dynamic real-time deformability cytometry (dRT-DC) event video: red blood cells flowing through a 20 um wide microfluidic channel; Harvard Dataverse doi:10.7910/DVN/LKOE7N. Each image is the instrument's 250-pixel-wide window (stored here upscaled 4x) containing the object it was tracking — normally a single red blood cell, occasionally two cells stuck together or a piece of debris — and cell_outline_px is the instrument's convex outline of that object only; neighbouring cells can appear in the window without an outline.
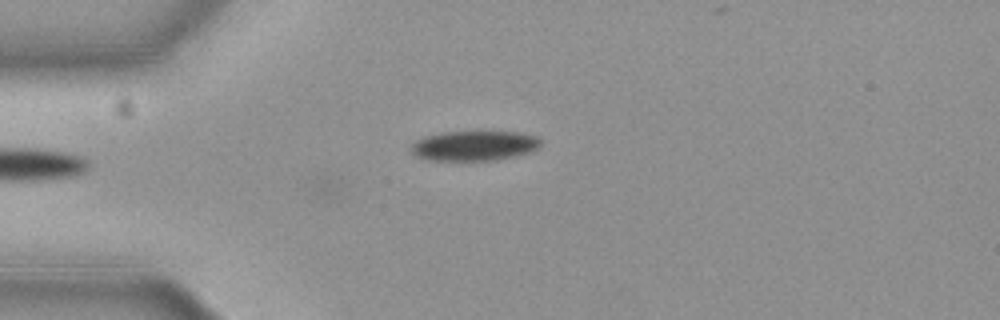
{"species": "common noctule bat (a hibernating species)", "species_latin": "Nyctalus noctula", "temperature_condition": "cold", "stored_images_in_passage": 27, "camera_frame_rate_fps": 3000, "um_per_image_px": 0.085, "animal": {"sex": "female", "body_mass_g": 19.3, "forearm_length_mm": 54.1}, "frame": {"image": 1, "passage_image": 1, "time_ms": 0.0, "image_size_px": [1000, 320], "cell_outline_px": [[540, 144], [536, 148], [528, 152], [512, 156], [492, 160], [428, 160], [416, 156], [412, 152], [412, 144], [416, 140], [424, 136], [444, 132], [516, 132], [536, 136], [540, 140]], "centroid_in_image_um": [40.26, 12.38], "position_along_channel_um": 44.7, "area_um2": 22.2}}
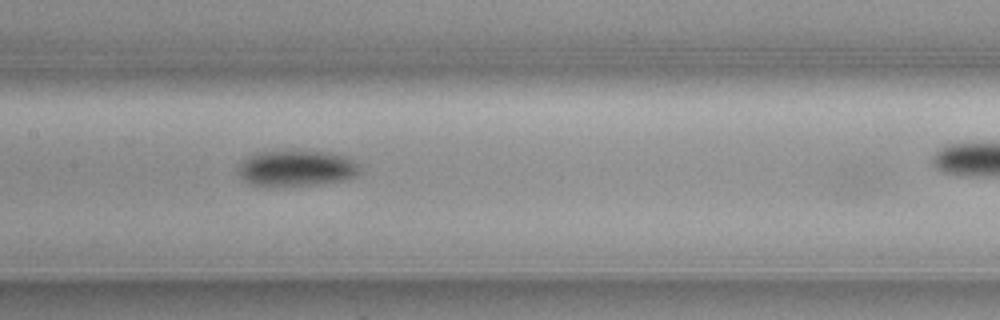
{"frame": {"image": 2, "passage_image": 9, "time_ms": 2.667, "image_size_px": [1000, 320], "cell_outline_px": [[360, 172], [344, 180], [312, 184], [248, 184], [240, 176], [236, 168], [240, 160], [256, 152], [328, 152], [348, 156], [356, 164]], "centroid_in_image_um": [25.14, 14.28], "position_along_channel_um": 182.3, "area_um2": 24.68}}
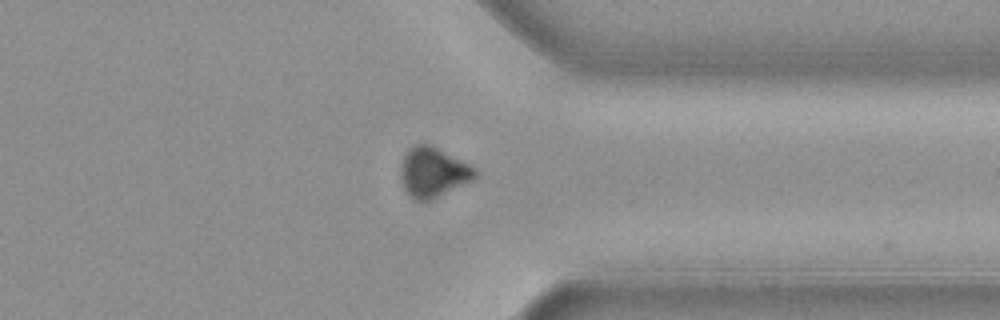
{"frame": {"image": 3, "passage_image": 25, "time_ms": 8.0, "image_size_px": [1000, 320], "cell_outline_px": [[476, 176], [472, 180], [424, 204], [412, 200], [408, 196], [404, 188], [400, 176], [400, 164], [408, 148], [412, 144], [432, 144], [476, 168]], "centroid_in_image_um": [36.76, 14.67], "position_along_channel_um": 374.6, "area_um2": 22.14}}